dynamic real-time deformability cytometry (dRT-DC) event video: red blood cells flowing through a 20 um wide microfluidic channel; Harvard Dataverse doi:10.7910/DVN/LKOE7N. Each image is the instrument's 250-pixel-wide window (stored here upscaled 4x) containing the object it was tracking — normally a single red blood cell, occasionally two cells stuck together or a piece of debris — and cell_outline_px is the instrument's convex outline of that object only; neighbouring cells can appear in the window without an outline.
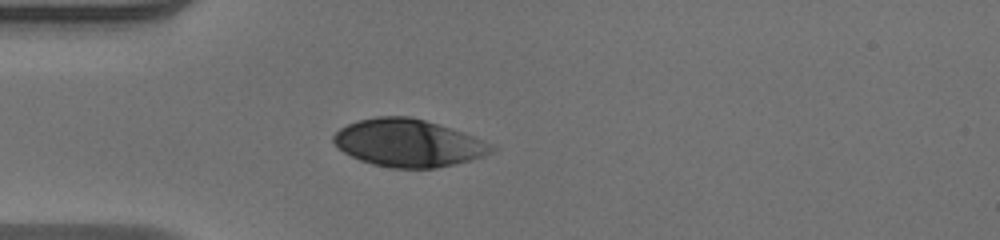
{"species": "human", "species_latin": "Homo sapiens", "temperature_condition": "warm", "stored_images_in_passage": 37, "camera_frame_rate_fps": 3000, "um_per_image_px": 0.085, "donor": {"sex": "male"}, "frame": {"image": 1, "passage_image": 1, "time_ms": 0.0, "image_size_px": [1000, 240], "cell_outline_px": [[496, 148], [492, 152], [484, 156], [436, 168], [392, 168], [372, 164], [360, 160], [344, 152], [332, 140], [332, 136], [340, 128], [356, 120], [376, 116], [408, 116], [440, 124], [496, 144]], "centroid_in_image_um": [34.72, 12.14], "position_along_channel_um": 50.3, "area_um2": 43.75}}
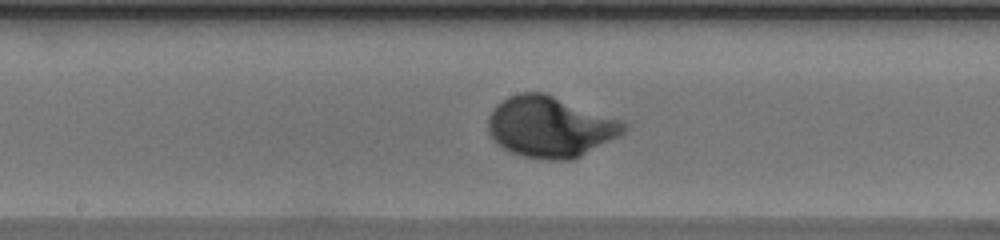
{"frame": {"image": 2, "passage_image": 13, "time_ms": 4.0, "image_size_px": [1000, 240], "cell_outline_px": [[628, 128], [620, 136], [572, 160], [548, 160], [524, 156], [508, 152], [496, 144], [492, 140], [488, 132], [488, 116], [496, 104], [508, 96], [520, 92], [544, 92], [620, 120], [628, 124]], "centroid_in_image_um": [46.73, 10.79], "position_along_channel_um": 201.5, "area_um2": 48.38}}
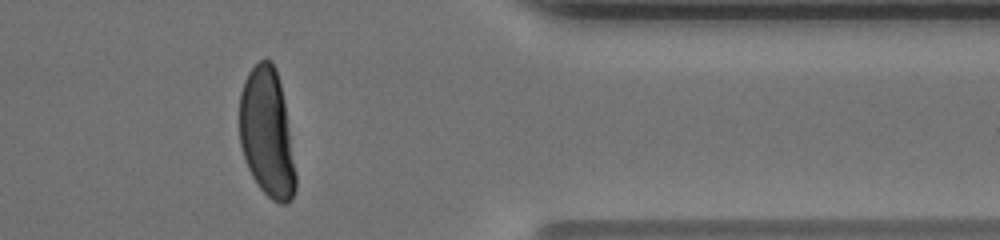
{"frame": {"image": 3, "passage_image": 28, "time_ms": 9.0, "image_size_px": [1000, 240], "cell_outline_px": [[296, 188], [292, 200], [288, 204], [280, 204], [272, 200], [260, 188], [252, 176], [248, 168], [240, 144], [240, 92], [244, 80], [248, 72], [260, 60], [272, 60], [276, 68], [280, 84], [284, 104], [296, 172]], "centroid_in_image_um": [22.69, 11.33], "position_along_channel_um": 388.7, "area_um2": 41.91}, "authors_computed_cell_mechanics": {"area_um2": 44.6216, "velocity_mm_per_s": 4.0809, "shape_relaxation_time_tau1_ms": 2.1452, "shape_relaxation_time_tau2_ms": null, "deformation_change_tau1": 0.1863, "deformation_change_tau2": null}}